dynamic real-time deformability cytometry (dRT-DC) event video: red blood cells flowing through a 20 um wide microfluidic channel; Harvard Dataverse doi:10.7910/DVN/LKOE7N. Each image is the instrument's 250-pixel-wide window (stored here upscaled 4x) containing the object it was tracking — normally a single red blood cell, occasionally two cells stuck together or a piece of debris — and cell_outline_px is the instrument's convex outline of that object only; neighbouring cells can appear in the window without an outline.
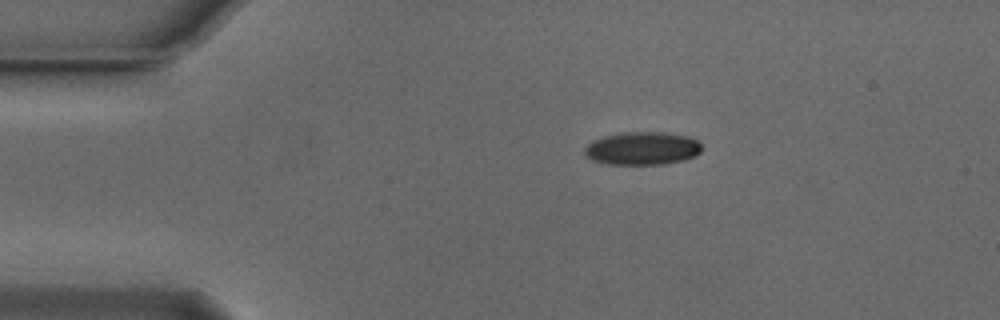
{"species": "Egyptian fruit bat (a non-hibernating species)", "species_latin": "Rousettus aegyptiacus", "temperature_condition": "cold", "stored_images_in_passage": 31, "camera_frame_rate_fps": 3000, "um_per_image_px": 0.085, "animal": {"sex": "male"}, "frame": {"image": 1, "passage_image": 1, "time_ms": 0.0, "image_size_px": [1000, 320], "cell_outline_px": [[704, 148], [696, 156], [684, 160], [664, 164], [608, 164], [592, 160], [584, 152], [584, 148], [592, 140], [604, 136], [624, 132], [664, 132], [688, 136], [700, 140]], "centroid_in_image_um": [54.66, 12.6], "position_along_channel_um": 30.3, "area_um2": 22.83}}
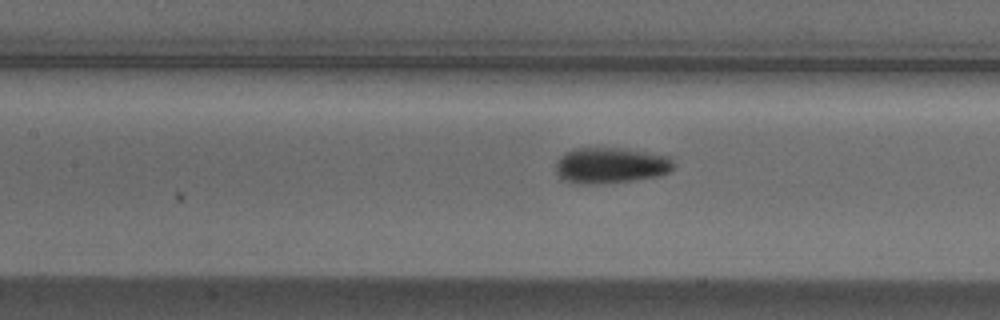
{"frame": {"image": 2, "passage_image": 15, "time_ms": 4.667, "image_size_px": [1000, 320], "cell_outline_px": [[676, 164], [668, 172], [660, 176], [604, 184], [580, 184], [560, 180], [556, 172], [556, 160], [564, 152], [576, 148], [620, 148], [668, 156]], "centroid_in_image_um": [51.85, 14.07], "position_along_channel_um": 155.5, "area_um2": 24.85}}
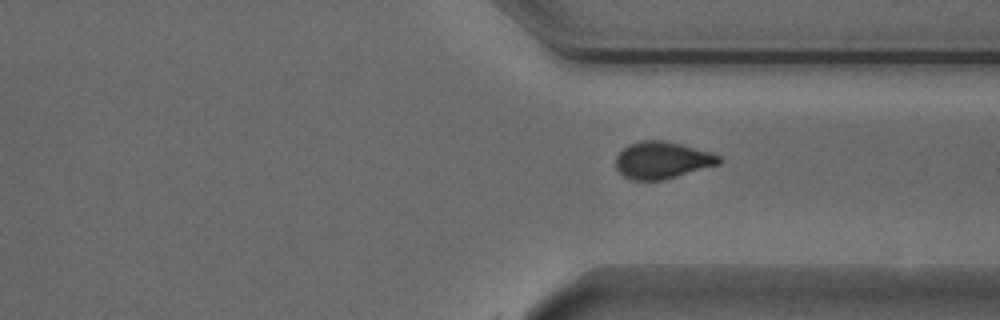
{"frame": {"image": 3, "passage_image": 31, "time_ms": 10.0, "image_size_px": [1000, 320], "cell_outline_px": [[720, 164], [676, 176], [660, 180], [632, 180], [624, 176], [616, 168], [616, 156], [628, 144], [640, 140], [660, 140], [680, 144], [712, 152], [720, 156]], "centroid_in_image_um": [56.27, 13.6], "position_along_channel_um": 355.1, "area_um2": 22.08}}